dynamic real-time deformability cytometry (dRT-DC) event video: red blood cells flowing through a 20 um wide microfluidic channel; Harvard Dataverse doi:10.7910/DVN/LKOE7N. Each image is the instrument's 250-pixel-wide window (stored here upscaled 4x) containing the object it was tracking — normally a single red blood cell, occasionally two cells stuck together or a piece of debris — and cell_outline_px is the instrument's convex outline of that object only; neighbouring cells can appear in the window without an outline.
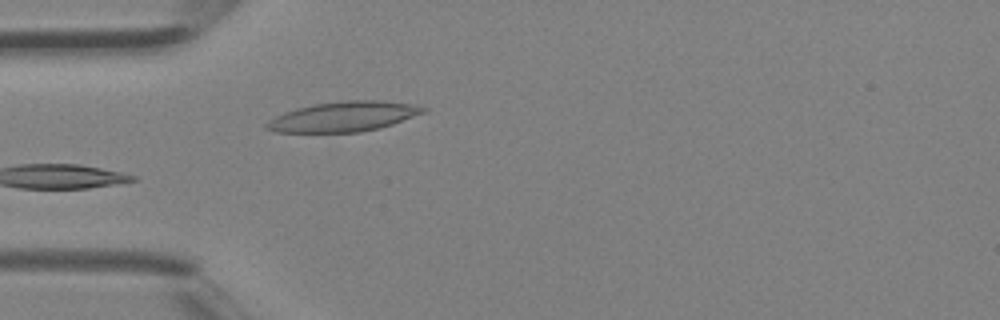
{"species": "Egyptian fruit bat (a non-hibernating species)", "species_latin": "Rousettus aegyptiacus", "temperature_condition": "room temperature", "stored_images_in_passage": 1, "camera_frame_rate_fps": 3000, "um_per_image_px": 0.085, "animal": {"sex": "female"}, "frame": {"image": 1, "passage_image": 1, "time_ms": 0.0, "image_size_px": [1000, 320], "cell_outline_px": [[428, 108], [424, 112], [392, 124], [380, 128], [360, 132], [276, 132], [264, 128], [264, 124], [268, 120], [284, 112], [296, 108], [316, 104], [344, 100], [384, 100], [408, 104]], "centroid_in_image_um": [29.15, 9.91], "position_along_channel_um": 55.8, "area_um2": 27.22}}